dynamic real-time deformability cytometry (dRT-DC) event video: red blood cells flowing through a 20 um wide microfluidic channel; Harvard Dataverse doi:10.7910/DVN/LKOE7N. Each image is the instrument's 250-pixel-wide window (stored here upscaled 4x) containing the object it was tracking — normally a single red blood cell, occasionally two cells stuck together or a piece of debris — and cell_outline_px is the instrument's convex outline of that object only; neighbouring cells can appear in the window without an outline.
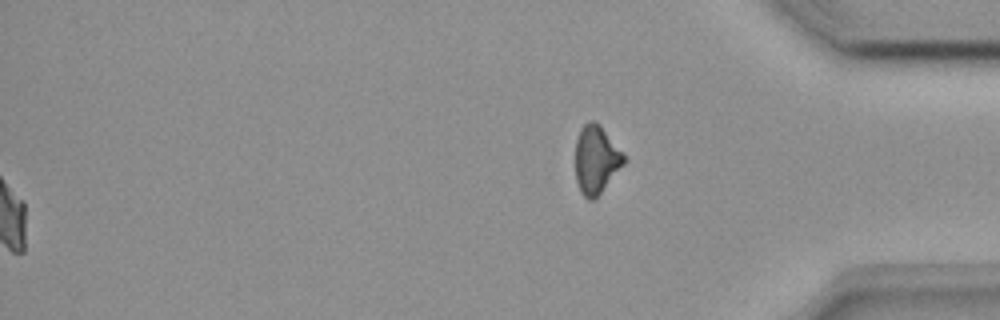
{"species": "common noctule bat (a hibernating species)", "species_latin": "Nyctalus noctula", "temperature_condition": "room temperature", "stored_images_in_passage": 50, "segment_of_instrument_passage": [2, 2], "camera_frame_rate_fps": 3000, "um_per_image_px": 0.085, "animal": {"sex": "female", "body_mass_g": 18.4}, "frame": {"image": 1, "passage_image": 50, "time_ms": 16.333, "image_size_px": [1000, 320], "cell_outline_px": [[624, 164], [600, 192], [592, 200], [588, 200], [580, 192], [576, 180], [576, 140], [580, 128], [588, 120], [596, 120], [600, 124], [624, 152]], "centroid_in_image_um": [50.66, 13.51], "position_along_channel_um": 384.5, "area_um2": 19.25}}